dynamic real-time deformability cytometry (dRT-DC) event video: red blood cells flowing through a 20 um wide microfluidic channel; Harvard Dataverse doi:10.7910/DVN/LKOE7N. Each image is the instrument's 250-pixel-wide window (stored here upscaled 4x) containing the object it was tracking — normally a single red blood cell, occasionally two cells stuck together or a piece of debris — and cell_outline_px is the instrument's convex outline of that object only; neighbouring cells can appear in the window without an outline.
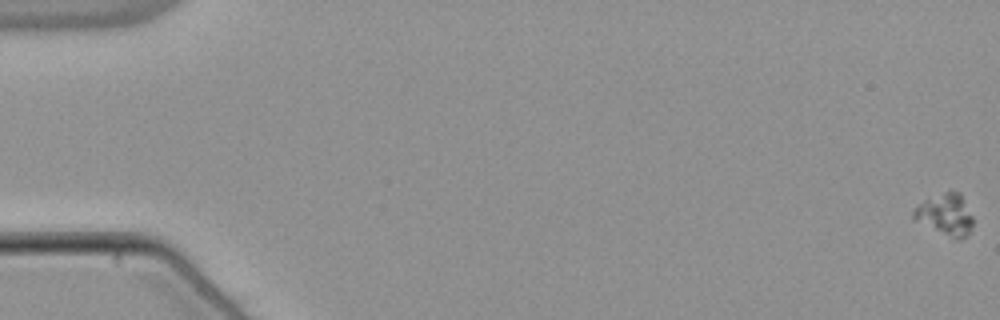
{"species": "common noctule bat (a hibernating species)", "species_latin": "Nyctalus noctula", "temperature_condition": "warm", "stored_images_in_passage": 57, "camera_frame_rate_fps": 3000, "um_per_image_px": 0.085, "animal": {"sex": "male", "body_mass_g": 21.5, "forearm_length_mm": 52.0}, "frame": {"image": 1, "passage_image": 1, "time_ms": 0.0, "image_size_px": [1000, 320], "cell_outline_px": [[972, 224], [968, 236], [960, 240], [956, 240], [912, 220], [912, 212], [924, 200], [944, 192], [960, 192], [972, 216]], "centroid_in_image_um": [80.35, 18.28], "position_along_channel_um": 4.6, "area_um2": 14.39}}
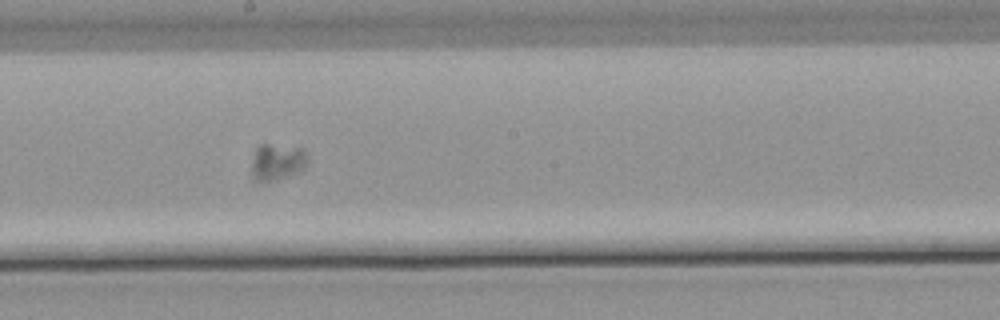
{"frame": {"image": 2, "passage_image": 33, "time_ms": 10.667, "image_size_px": [1000, 320], "cell_outline_px": [[308, 156], [304, 164], [300, 168], [264, 184], [252, 180], [252, 164], [256, 148], [260, 144], [268, 144], [300, 148]], "centroid_in_image_um": [23.45, 13.77], "position_along_channel_um": 224.8, "area_um2": 11.39}}
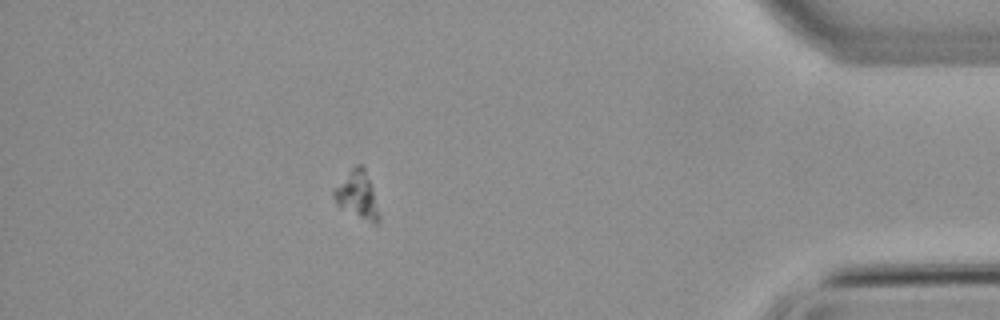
{"frame": {"image": 3, "passage_image": 51, "time_ms": 16.667, "image_size_px": [1000, 320], "cell_outline_px": [[380, 220], [376, 224], [372, 224], [340, 208], [336, 204], [332, 192], [352, 168], [356, 164], [360, 164], [364, 168], [372, 188], [380, 216]], "centroid_in_image_um": [30.38, 16.63], "position_along_channel_um": 404.8, "area_um2": 12.2}}